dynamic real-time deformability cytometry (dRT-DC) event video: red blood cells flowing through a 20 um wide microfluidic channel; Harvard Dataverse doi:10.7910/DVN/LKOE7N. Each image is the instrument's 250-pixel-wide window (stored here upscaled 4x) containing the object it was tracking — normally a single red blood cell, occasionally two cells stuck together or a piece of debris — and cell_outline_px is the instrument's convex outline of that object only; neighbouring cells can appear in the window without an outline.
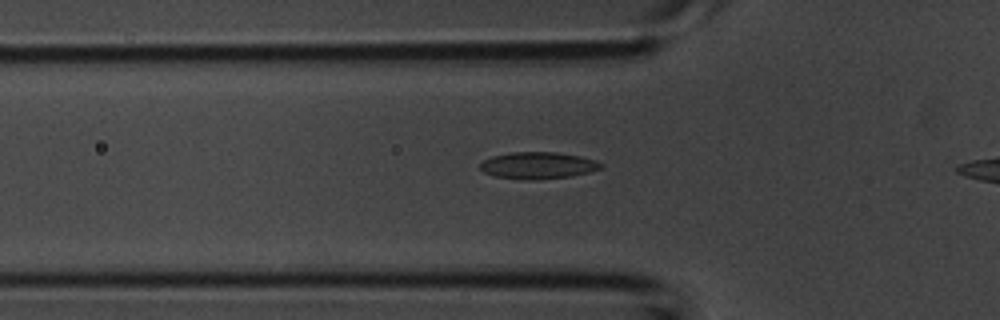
{"species": "common noctule bat (a hibernating species)", "species_latin": "Nyctalus noctula", "temperature_condition": "room temperature", "stored_images_in_passage": 32, "camera_frame_rate_fps": 3000, "um_per_image_px": 0.085, "animal": {"sex": "male", "body_mass_g": 20.1, "forearm_length_mm": 53.5}, "frame": {"image": 1, "passage_image": 9, "time_ms": 2.667, "image_size_px": [1000, 320], "cell_outline_px": [[604, 164], [600, 168], [588, 172], [572, 176], [532, 180], [528, 180], [496, 176], [484, 172], [480, 168], [480, 164], [484, 160], [492, 156], [512, 152], [556, 152], [580, 156], [596, 160]], "centroid_in_image_um": [45.74, 14.05], "position_along_channel_um": 80.1, "area_um2": 18.73}}
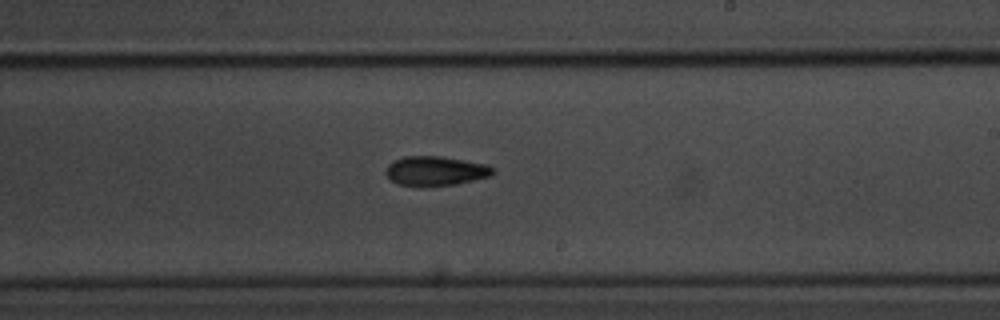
{"frame": {"image": 2, "passage_image": 20, "time_ms": 6.333, "image_size_px": [1000, 320], "cell_outline_px": [[496, 172], [488, 176], [456, 184], [416, 188], [396, 184], [384, 172], [388, 164], [392, 160], [404, 156], [440, 156], [484, 164], [492, 168]], "centroid_in_image_um": [36.92, 14.55], "position_along_channel_um": 252.1, "area_um2": 18.55}}
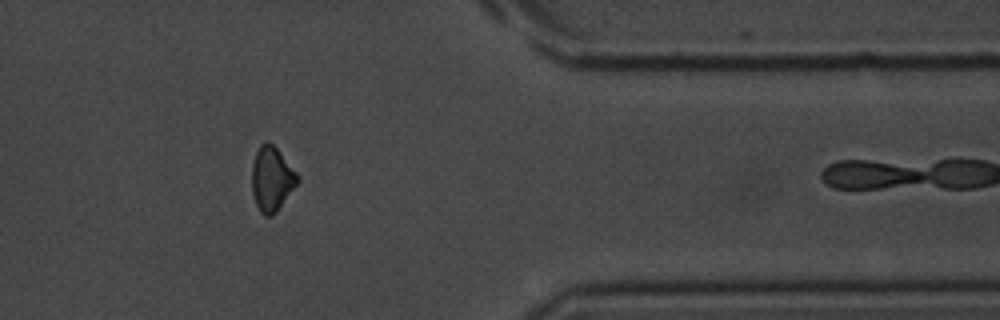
{"frame": {"image": 3, "passage_image": 30, "time_ms": 9.667, "image_size_px": [1000, 320], "cell_outline_px": [[300, 180], [276, 212], [272, 216], [264, 216], [260, 212], [256, 204], [252, 192], [252, 164], [256, 152], [260, 144], [264, 140], [268, 140], [280, 152], [300, 176]], "centroid_in_image_um": [23.1, 15.19], "position_along_channel_um": 388.3, "area_um2": 17.22}}